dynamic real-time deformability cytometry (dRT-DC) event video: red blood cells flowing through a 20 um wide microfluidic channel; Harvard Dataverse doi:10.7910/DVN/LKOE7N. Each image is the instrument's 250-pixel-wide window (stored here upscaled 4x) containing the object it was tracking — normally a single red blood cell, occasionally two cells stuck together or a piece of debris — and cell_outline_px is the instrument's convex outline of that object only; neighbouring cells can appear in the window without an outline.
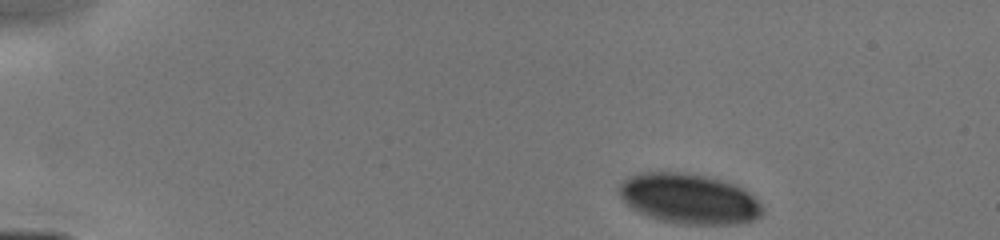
{"species": "human", "species_latin": "Homo sapiens", "temperature_condition": "cold", "stored_images_in_passage": 13, "camera_frame_rate_fps": 3000, "um_per_image_px": 0.085, "donor": {"sex": "male"}, "frame": {"image": 1, "passage_image": 1, "time_ms": 0.0, "image_size_px": [1000, 240], "cell_outline_px": [[764, 212], [760, 216], [752, 220], [736, 224], [680, 224], [660, 220], [648, 216], [632, 208], [616, 192], [620, 184], [628, 176], [640, 172], [684, 172], [708, 176], [732, 184], [740, 188], [752, 196], [764, 208]], "centroid_in_image_um": [58.52, 16.89], "position_along_channel_um": 26.5, "area_um2": 41.79}}
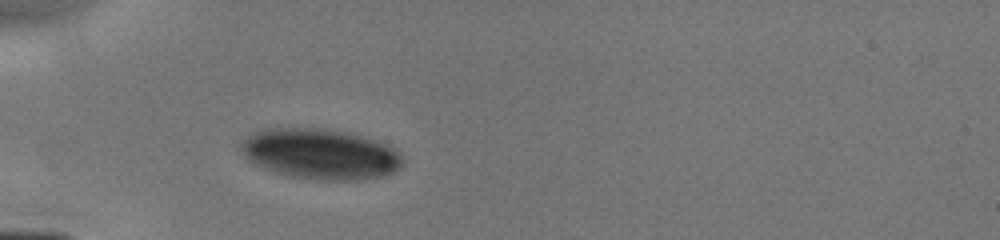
{"frame": {"image": 2, "passage_image": 7, "time_ms": 2.667, "image_size_px": [1000, 240], "cell_outline_px": [[404, 164], [400, 168], [384, 176], [364, 180], [324, 180], [288, 176], [264, 168], [248, 160], [244, 156], [240, 148], [240, 144], [248, 136], [264, 128], [324, 128], [344, 132], [376, 140], [388, 144], [396, 148], [404, 156]], "centroid_in_image_um": [27.28, 13.09], "position_along_channel_um": 57.7, "area_um2": 47.86}}
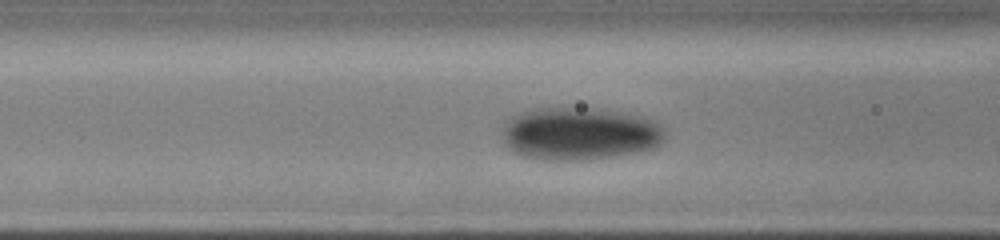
{"frame": {"image": 3, "passage_image": 12, "time_ms": 4.333, "image_size_px": [1000, 240], "cell_outline_px": [[664, 140], [660, 144], [652, 148], [636, 152], [588, 160], [544, 160], [520, 156], [508, 148], [504, 144], [504, 124], [512, 116], [532, 108], [588, 108], [628, 112], [644, 116], [656, 120], [664, 128]], "centroid_in_image_um": [49.29, 11.36], "position_along_channel_um": 117.3, "area_um2": 50.46}}